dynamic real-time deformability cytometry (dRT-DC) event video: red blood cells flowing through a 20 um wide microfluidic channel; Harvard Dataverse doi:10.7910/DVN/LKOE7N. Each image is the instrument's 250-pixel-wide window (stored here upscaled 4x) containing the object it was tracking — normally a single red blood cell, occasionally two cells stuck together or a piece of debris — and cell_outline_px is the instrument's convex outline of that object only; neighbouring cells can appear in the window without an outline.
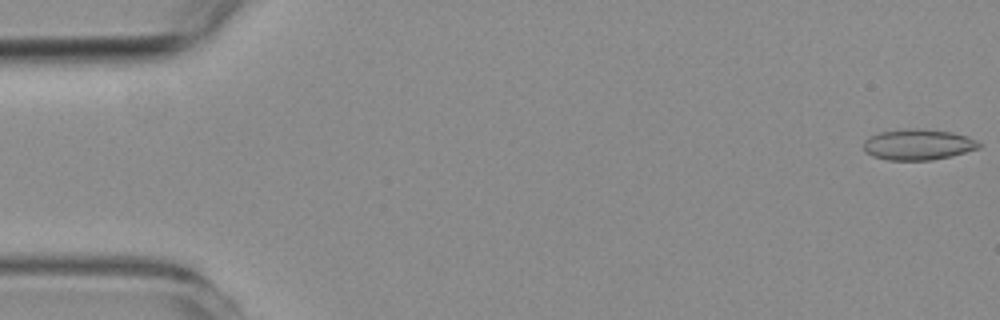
{"species": "common noctule bat (a hibernating species)", "species_latin": "Nyctalus noctula", "temperature_condition": "room temperature", "stored_images_in_passage": 14, "camera_frame_rate_fps": 3000, "um_per_image_px": 0.085, "animal": {"sex": "female", "body_mass_g": 19.3, "forearm_length_mm": 54.1}, "frame": {"image": 1, "passage_image": 1, "time_ms": 0.0, "image_size_px": [1000, 320], "cell_outline_px": [[980, 148], [952, 156], [932, 160], [888, 160], [872, 156], [864, 152], [864, 140], [868, 136], [880, 132], [904, 128], [920, 128], [952, 132], [968, 136], [976, 140], [980, 144]], "centroid_in_image_um": [78.02, 12.28], "position_along_channel_um": 7.0, "area_um2": 21.04}}